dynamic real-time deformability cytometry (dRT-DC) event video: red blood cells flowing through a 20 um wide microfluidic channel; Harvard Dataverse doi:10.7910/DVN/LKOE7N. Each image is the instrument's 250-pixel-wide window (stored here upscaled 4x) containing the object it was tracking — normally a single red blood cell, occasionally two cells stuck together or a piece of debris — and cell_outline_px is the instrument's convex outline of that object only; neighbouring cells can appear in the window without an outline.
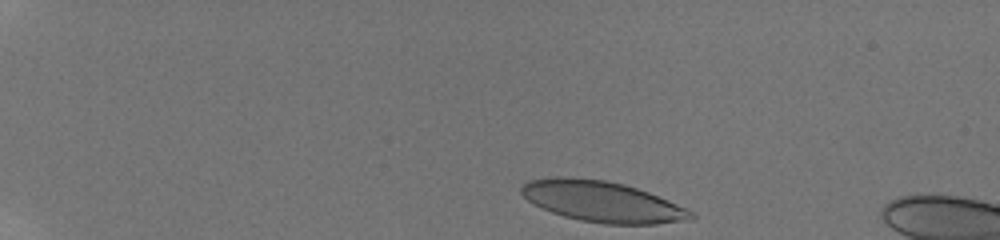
{"species": "human", "species_latin": "Homo sapiens", "temperature_condition": "room temperature", "stored_images_in_passage": 15, "camera_frame_rate_fps": 3000, "um_per_image_px": 0.085, "donor": {"sex": "male"}, "frame": {"image": 1, "passage_image": 1, "time_ms": 0.0, "image_size_px": [1000, 240], "cell_outline_px": [[696, 216], [692, 220], [656, 224], [604, 224], [580, 220], [564, 216], [540, 208], [532, 204], [520, 192], [520, 188], [528, 180], [552, 176], [564, 176], [604, 180], [624, 184], [648, 192], [668, 200], [692, 212]], "centroid_in_image_um": [51.15, 17.13], "position_along_channel_um": 33.9, "area_um2": 40.4}}
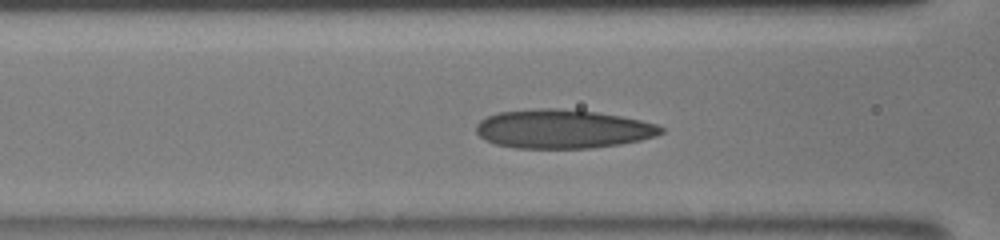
{"frame": {"image": 2, "passage_image": 12, "time_ms": 4.667, "image_size_px": [1000, 240], "cell_outline_px": [[664, 132], [656, 136], [640, 140], [620, 144], [592, 148], [516, 148], [496, 144], [484, 140], [476, 132], [476, 124], [480, 120], [496, 112], [540, 108], [560, 108], [596, 112], [620, 116], [640, 120], [656, 124], [664, 128]], "centroid_in_image_um": [47.81, 10.96], "position_along_channel_um": 118.8, "area_um2": 41.96}}
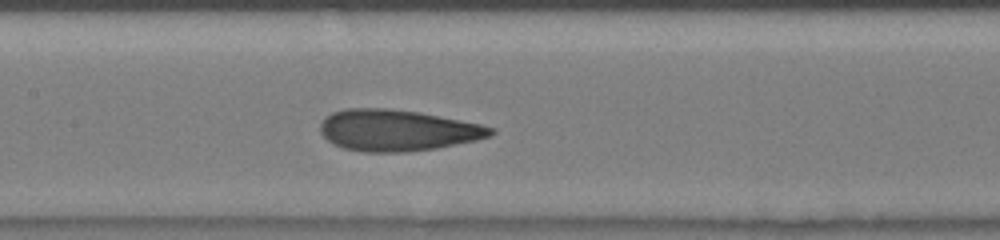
{"frame": {"image": 3, "passage_image": 15, "time_ms": 6.0, "image_size_px": [1000, 240], "cell_outline_px": [[496, 132], [492, 136], [476, 140], [436, 148], [408, 152], [364, 152], [344, 148], [332, 144], [320, 132], [320, 124], [324, 116], [332, 112], [344, 108], [392, 108], [420, 112], [480, 124], [496, 128]], "centroid_in_image_um": [33.76, 11.07], "position_along_channel_um": 173.6, "area_um2": 41.38}}